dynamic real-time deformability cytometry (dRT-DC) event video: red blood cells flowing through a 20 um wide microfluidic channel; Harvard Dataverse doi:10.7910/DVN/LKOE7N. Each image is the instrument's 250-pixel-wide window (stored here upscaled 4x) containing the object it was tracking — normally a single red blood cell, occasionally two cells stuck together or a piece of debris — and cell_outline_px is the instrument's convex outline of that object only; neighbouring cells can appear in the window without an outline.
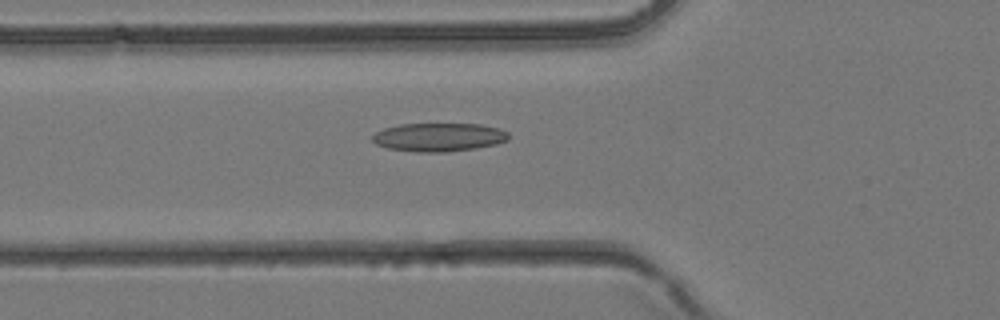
{"species": "common noctule bat (a hibernating species)", "species_latin": "Nyctalus noctula", "temperature_condition": "room temperature", "stored_images_in_passage": 33, "camera_frame_rate_fps": 3000, "um_per_image_px": 0.085, "animal": {"sex": "female", "body_mass_g": 24.6, "forearm_length_mm": 56.2}, "frame": {"image": 1, "passage_image": 9, "time_ms": 2.667, "image_size_px": [1000, 320], "cell_outline_px": [[508, 140], [496, 144], [476, 148], [444, 152], [416, 152], [388, 148], [376, 144], [372, 140], [372, 136], [376, 132], [384, 128], [400, 124], [480, 124], [500, 128], [508, 132]], "centroid_in_image_um": [37.3, 11.66], "position_along_channel_um": 88.5, "area_um2": 22.6}}
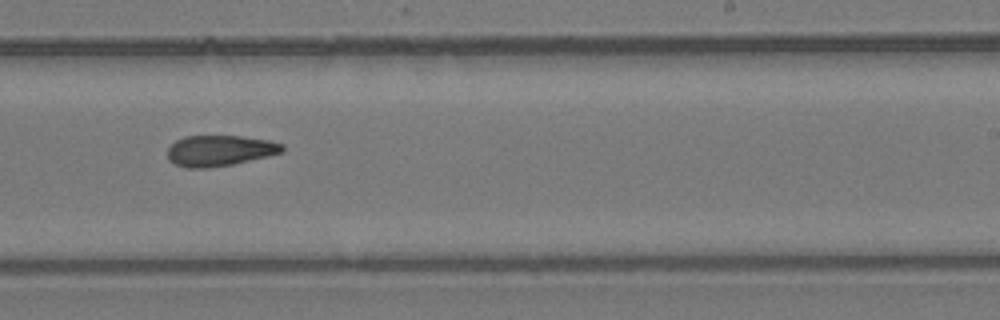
{"frame": {"image": 2, "passage_image": 19, "time_ms": 6.0, "image_size_px": [1000, 320], "cell_outline_px": [[284, 152], [268, 156], [232, 164], [204, 168], [188, 168], [176, 164], [168, 160], [168, 148], [176, 140], [184, 136], [244, 136], [268, 140], [284, 144]], "centroid_in_image_um": [18.69, 12.79], "position_along_channel_um": 270.3, "area_um2": 20.58}}
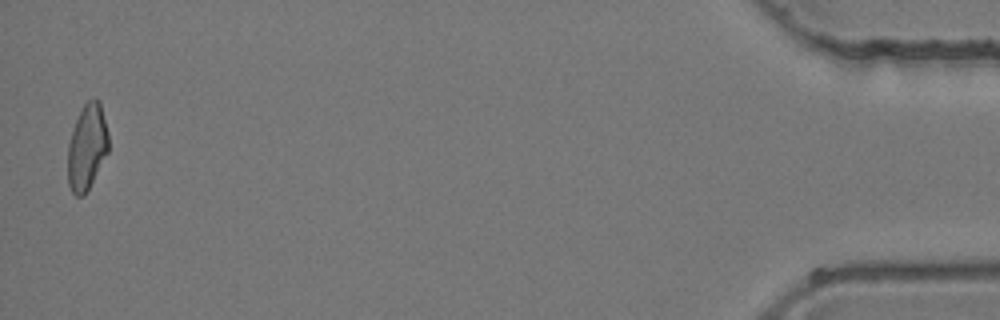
{"frame": {"image": 3, "passage_image": 33, "time_ms": 10.667, "image_size_px": [1000, 320], "cell_outline_px": [[108, 152], [84, 196], [76, 196], [72, 192], [68, 184], [68, 144], [76, 120], [84, 104], [88, 100], [100, 100], [108, 132]], "centroid_in_image_um": [7.4, 12.51], "position_along_channel_um": 427.8, "area_um2": 20.11}}